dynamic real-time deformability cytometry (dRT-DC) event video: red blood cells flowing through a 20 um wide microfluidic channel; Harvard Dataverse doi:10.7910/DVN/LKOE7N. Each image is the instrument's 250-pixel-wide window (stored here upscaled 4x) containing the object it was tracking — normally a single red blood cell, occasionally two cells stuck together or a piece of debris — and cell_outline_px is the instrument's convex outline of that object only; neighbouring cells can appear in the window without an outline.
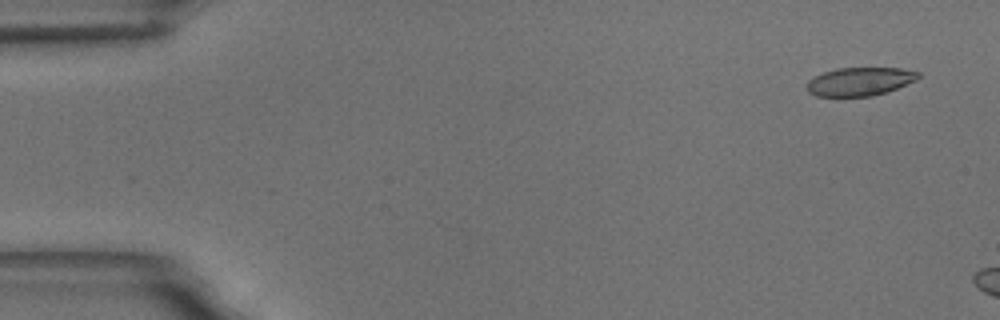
{"species": "common noctule bat (a hibernating species)", "species_latin": "Nyctalus noctula", "temperature_condition": "room temperature", "stored_images_in_passage": 6, "camera_frame_rate_fps": 3000, "um_per_image_px": 0.085, "animal": {"sex": "male", "body_mass_g": 18.8}, "frame": {"image": 1, "passage_image": 3, "time_ms": 0.667, "image_size_px": [1000, 320], "cell_outline_px": [[920, 76], [916, 80], [896, 88], [872, 96], [816, 96], [808, 92], [808, 80], [824, 72], [836, 68], [900, 68], [920, 72]], "centroid_in_image_um": [73.09, 6.92], "position_along_channel_um": 11.9, "area_um2": 18.21}}